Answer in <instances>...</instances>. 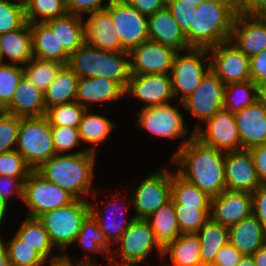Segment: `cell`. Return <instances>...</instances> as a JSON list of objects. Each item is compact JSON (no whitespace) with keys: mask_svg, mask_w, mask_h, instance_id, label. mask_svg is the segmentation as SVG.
Wrapping results in <instances>:
<instances>
[{"mask_svg":"<svg viewBox=\"0 0 266 266\" xmlns=\"http://www.w3.org/2000/svg\"><path fill=\"white\" fill-rule=\"evenodd\" d=\"M135 219H146L162 205L172 199L171 172L168 169L156 170L138 184L133 194Z\"/></svg>","mask_w":266,"mask_h":266,"instance_id":"obj_9","label":"cell"},{"mask_svg":"<svg viewBox=\"0 0 266 266\" xmlns=\"http://www.w3.org/2000/svg\"><path fill=\"white\" fill-rule=\"evenodd\" d=\"M181 233H196L211 217V207L174 205Z\"/></svg>","mask_w":266,"mask_h":266,"instance_id":"obj_42","label":"cell"},{"mask_svg":"<svg viewBox=\"0 0 266 266\" xmlns=\"http://www.w3.org/2000/svg\"><path fill=\"white\" fill-rule=\"evenodd\" d=\"M251 81L256 85L266 80V49L250 57Z\"/></svg>","mask_w":266,"mask_h":266,"instance_id":"obj_56","label":"cell"},{"mask_svg":"<svg viewBox=\"0 0 266 266\" xmlns=\"http://www.w3.org/2000/svg\"><path fill=\"white\" fill-rule=\"evenodd\" d=\"M255 266H266V244L259 248L253 255Z\"/></svg>","mask_w":266,"mask_h":266,"instance_id":"obj_61","label":"cell"},{"mask_svg":"<svg viewBox=\"0 0 266 266\" xmlns=\"http://www.w3.org/2000/svg\"><path fill=\"white\" fill-rule=\"evenodd\" d=\"M25 180L0 176V197L8 202L13 195H17L23 201Z\"/></svg>","mask_w":266,"mask_h":266,"instance_id":"obj_52","label":"cell"},{"mask_svg":"<svg viewBox=\"0 0 266 266\" xmlns=\"http://www.w3.org/2000/svg\"><path fill=\"white\" fill-rule=\"evenodd\" d=\"M78 80L79 77L74 71L68 65H63L55 80L44 92L46 108L75 101Z\"/></svg>","mask_w":266,"mask_h":266,"instance_id":"obj_32","label":"cell"},{"mask_svg":"<svg viewBox=\"0 0 266 266\" xmlns=\"http://www.w3.org/2000/svg\"><path fill=\"white\" fill-rule=\"evenodd\" d=\"M145 220L149 223L156 241L162 248L168 243L175 241L182 234L177 222L174 201L172 199Z\"/></svg>","mask_w":266,"mask_h":266,"instance_id":"obj_31","label":"cell"},{"mask_svg":"<svg viewBox=\"0 0 266 266\" xmlns=\"http://www.w3.org/2000/svg\"><path fill=\"white\" fill-rule=\"evenodd\" d=\"M184 52L176 54L170 73L174 98H180V102L197 89L204 75L211 69L209 59L207 66L203 65L209 55L208 49L191 48Z\"/></svg>","mask_w":266,"mask_h":266,"instance_id":"obj_7","label":"cell"},{"mask_svg":"<svg viewBox=\"0 0 266 266\" xmlns=\"http://www.w3.org/2000/svg\"><path fill=\"white\" fill-rule=\"evenodd\" d=\"M113 258L114 257L111 254L107 258H105V260H108L107 261L108 266H139L140 265V264H137L133 261H123V260H121V263L119 261L117 262V260H116V261H114L116 263L113 264L112 263Z\"/></svg>","mask_w":266,"mask_h":266,"instance_id":"obj_63","label":"cell"},{"mask_svg":"<svg viewBox=\"0 0 266 266\" xmlns=\"http://www.w3.org/2000/svg\"><path fill=\"white\" fill-rule=\"evenodd\" d=\"M236 266H255L252 256H243Z\"/></svg>","mask_w":266,"mask_h":266,"instance_id":"obj_66","label":"cell"},{"mask_svg":"<svg viewBox=\"0 0 266 266\" xmlns=\"http://www.w3.org/2000/svg\"><path fill=\"white\" fill-rule=\"evenodd\" d=\"M125 97V90L115 81L105 78H79L75 101L86 109L93 103H107Z\"/></svg>","mask_w":266,"mask_h":266,"instance_id":"obj_25","label":"cell"},{"mask_svg":"<svg viewBox=\"0 0 266 266\" xmlns=\"http://www.w3.org/2000/svg\"><path fill=\"white\" fill-rule=\"evenodd\" d=\"M116 201H117V198H115V200H112V201L109 200V203L110 204H108V205H111V207L109 206L110 208H112V206H115V207L112 208V210L113 209L114 210L116 209V211H117V210L120 209V207L117 209V202ZM93 204L94 203H91V201H90V212L97 219L99 228L104 232L105 237H106V239L108 240L109 243H113L114 240L117 243V241L121 238V236L123 235V233L129 227V225L133 222V220L135 219V217L132 216V218L128 219L127 222H119V221H116V220L114 221V217H113L114 215H113V216H108L109 218H111V221L110 220L107 221L105 219V217H104V213L102 212V210H100L102 208H97L96 205L94 206ZM123 209H126V211H127L128 207L125 206ZM113 211H111L112 214L114 213ZM119 211H121V210H119ZM118 212H117V214H119ZM122 213L124 214L123 211H122ZM112 218H113V220H112Z\"/></svg>","mask_w":266,"mask_h":266,"instance_id":"obj_44","label":"cell"},{"mask_svg":"<svg viewBox=\"0 0 266 266\" xmlns=\"http://www.w3.org/2000/svg\"><path fill=\"white\" fill-rule=\"evenodd\" d=\"M15 234L24 241V244L32 247L46 261H50V259L52 261L62 256L61 253L55 254L54 256L51 255L54 245L51 243L43 223L38 218H25Z\"/></svg>","mask_w":266,"mask_h":266,"instance_id":"obj_33","label":"cell"},{"mask_svg":"<svg viewBox=\"0 0 266 266\" xmlns=\"http://www.w3.org/2000/svg\"><path fill=\"white\" fill-rule=\"evenodd\" d=\"M149 39L173 47L177 51L191 49L185 34L166 8L148 16Z\"/></svg>","mask_w":266,"mask_h":266,"instance_id":"obj_23","label":"cell"},{"mask_svg":"<svg viewBox=\"0 0 266 266\" xmlns=\"http://www.w3.org/2000/svg\"><path fill=\"white\" fill-rule=\"evenodd\" d=\"M179 51L153 40H146L129 51L130 74H169Z\"/></svg>","mask_w":266,"mask_h":266,"instance_id":"obj_14","label":"cell"},{"mask_svg":"<svg viewBox=\"0 0 266 266\" xmlns=\"http://www.w3.org/2000/svg\"><path fill=\"white\" fill-rule=\"evenodd\" d=\"M23 75L21 65L0 62V109L2 111L10 104Z\"/></svg>","mask_w":266,"mask_h":266,"instance_id":"obj_43","label":"cell"},{"mask_svg":"<svg viewBox=\"0 0 266 266\" xmlns=\"http://www.w3.org/2000/svg\"><path fill=\"white\" fill-rule=\"evenodd\" d=\"M243 256L236 247L228 242L217 252L213 264L217 266H236Z\"/></svg>","mask_w":266,"mask_h":266,"instance_id":"obj_53","label":"cell"},{"mask_svg":"<svg viewBox=\"0 0 266 266\" xmlns=\"http://www.w3.org/2000/svg\"><path fill=\"white\" fill-rule=\"evenodd\" d=\"M134 96L144 103L142 108L168 104L174 99L169 74H130L125 96Z\"/></svg>","mask_w":266,"mask_h":266,"instance_id":"obj_17","label":"cell"},{"mask_svg":"<svg viewBox=\"0 0 266 266\" xmlns=\"http://www.w3.org/2000/svg\"><path fill=\"white\" fill-rule=\"evenodd\" d=\"M66 13L67 9L64 0H28L25 3L26 22L30 24L46 22ZM37 18H39L38 21Z\"/></svg>","mask_w":266,"mask_h":266,"instance_id":"obj_40","label":"cell"},{"mask_svg":"<svg viewBox=\"0 0 266 266\" xmlns=\"http://www.w3.org/2000/svg\"><path fill=\"white\" fill-rule=\"evenodd\" d=\"M257 100L266 106V80L257 84Z\"/></svg>","mask_w":266,"mask_h":266,"instance_id":"obj_62","label":"cell"},{"mask_svg":"<svg viewBox=\"0 0 266 266\" xmlns=\"http://www.w3.org/2000/svg\"><path fill=\"white\" fill-rule=\"evenodd\" d=\"M3 111L21 118L43 117L47 111L44 93L23 75L10 104Z\"/></svg>","mask_w":266,"mask_h":266,"instance_id":"obj_24","label":"cell"},{"mask_svg":"<svg viewBox=\"0 0 266 266\" xmlns=\"http://www.w3.org/2000/svg\"><path fill=\"white\" fill-rule=\"evenodd\" d=\"M226 85L210 69L202 78L197 89L183 99L180 104L201 122H206L223 110Z\"/></svg>","mask_w":266,"mask_h":266,"instance_id":"obj_11","label":"cell"},{"mask_svg":"<svg viewBox=\"0 0 266 266\" xmlns=\"http://www.w3.org/2000/svg\"><path fill=\"white\" fill-rule=\"evenodd\" d=\"M20 3L25 4L28 0H18Z\"/></svg>","mask_w":266,"mask_h":266,"instance_id":"obj_69","label":"cell"},{"mask_svg":"<svg viewBox=\"0 0 266 266\" xmlns=\"http://www.w3.org/2000/svg\"><path fill=\"white\" fill-rule=\"evenodd\" d=\"M20 117L5 111L0 113V154L16 150Z\"/></svg>","mask_w":266,"mask_h":266,"instance_id":"obj_47","label":"cell"},{"mask_svg":"<svg viewBox=\"0 0 266 266\" xmlns=\"http://www.w3.org/2000/svg\"><path fill=\"white\" fill-rule=\"evenodd\" d=\"M166 7L185 34L191 28L194 9L190 5L183 3V1L167 3Z\"/></svg>","mask_w":266,"mask_h":266,"instance_id":"obj_51","label":"cell"},{"mask_svg":"<svg viewBox=\"0 0 266 266\" xmlns=\"http://www.w3.org/2000/svg\"><path fill=\"white\" fill-rule=\"evenodd\" d=\"M196 234L201 244L200 256L202 264L214 263L217 252L229 242L228 228L210 218Z\"/></svg>","mask_w":266,"mask_h":266,"instance_id":"obj_34","label":"cell"},{"mask_svg":"<svg viewBox=\"0 0 266 266\" xmlns=\"http://www.w3.org/2000/svg\"><path fill=\"white\" fill-rule=\"evenodd\" d=\"M89 15L84 20L86 44L104 51L128 52L121 46L114 21L106 8Z\"/></svg>","mask_w":266,"mask_h":266,"instance_id":"obj_21","label":"cell"},{"mask_svg":"<svg viewBox=\"0 0 266 266\" xmlns=\"http://www.w3.org/2000/svg\"><path fill=\"white\" fill-rule=\"evenodd\" d=\"M25 23V4L18 0H0V35L19 29Z\"/></svg>","mask_w":266,"mask_h":266,"instance_id":"obj_46","label":"cell"},{"mask_svg":"<svg viewBox=\"0 0 266 266\" xmlns=\"http://www.w3.org/2000/svg\"><path fill=\"white\" fill-rule=\"evenodd\" d=\"M207 129L200 125L194 128L195 137L203 144L223 152L242 150L234 113L225 109L208 119Z\"/></svg>","mask_w":266,"mask_h":266,"instance_id":"obj_15","label":"cell"},{"mask_svg":"<svg viewBox=\"0 0 266 266\" xmlns=\"http://www.w3.org/2000/svg\"><path fill=\"white\" fill-rule=\"evenodd\" d=\"M252 214V193L225 190L211 199V219L230 228Z\"/></svg>","mask_w":266,"mask_h":266,"instance_id":"obj_20","label":"cell"},{"mask_svg":"<svg viewBox=\"0 0 266 266\" xmlns=\"http://www.w3.org/2000/svg\"><path fill=\"white\" fill-rule=\"evenodd\" d=\"M227 190L253 193L261 183L249 150L225 152Z\"/></svg>","mask_w":266,"mask_h":266,"instance_id":"obj_19","label":"cell"},{"mask_svg":"<svg viewBox=\"0 0 266 266\" xmlns=\"http://www.w3.org/2000/svg\"><path fill=\"white\" fill-rule=\"evenodd\" d=\"M171 197L174 205L211 207L212 198L177 172L175 174L171 172Z\"/></svg>","mask_w":266,"mask_h":266,"instance_id":"obj_36","label":"cell"},{"mask_svg":"<svg viewBox=\"0 0 266 266\" xmlns=\"http://www.w3.org/2000/svg\"><path fill=\"white\" fill-rule=\"evenodd\" d=\"M86 108L73 101L47 108L45 117L51 126L72 127L78 129Z\"/></svg>","mask_w":266,"mask_h":266,"instance_id":"obj_41","label":"cell"},{"mask_svg":"<svg viewBox=\"0 0 266 266\" xmlns=\"http://www.w3.org/2000/svg\"><path fill=\"white\" fill-rule=\"evenodd\" d=\"M75 198L66 190L46 181L36 171H32L24 182V199L27 217L38 218L44 212L54 210L72 202Z\"/></svg>","mask_w":266,"mask_h":266,"instance_id":"obj_8","label":"cell"},{"mask_svg":"<svg viewBox=\"0 0 266 266\" xmlns=\"http://www.w3.org/2000/svg\"><path fill=\"white\" fill-rule=\"evenodd\" d=\"M200 246L196 233H182L163 248L162 258L169 253L172 266H201Z\"/></svg>","mask_w":266,"mask_h":266,"instance_id":"obj_30","label":"cell"},{"mask_svg":"<svg viewBox=\"0 0 266 266\" xmlns=\"http://www.w3.org/2000/svg\"><path fill=\"white\" fill-rule=\"evenodd\" d=\"M90 213V200L74 199L69 204L44 212L38 217L58 253L74 244L83 220Z\"/></svg>","mask_w":266,"mask_h":266,"instance_id":"obj_5","label":"cell"},{"mask_svg":"<svg viewBox=\"0 0 266 266\" xmlns=\"http://www.w3.org/2000/svg\"><path fill=\"white\" fill-rule=\"evenodd\" d=\"M228 232L229 242L244 256H252L266 244V230L254 214L228 228Z\"/></svg>","mask_w":266,"mask_h":266,"instance_id":"obj_26","label":"cell"},{"mask_svg":"<svg viewBox=\"0 0 266 266\" xmlns=\"http://www.w3.org/2000/svg\"><path fill=\"white\" fill-rule=\"evenodd\" d=\"M234 115L242 149L249 150L266 143V106L264 104L257 100Z\"/></svg>","mask_w":266,"mask_h":266,"instance_id":"obj_22","label":"cell"},{"mask_svg":"<svg viewBox=\"0 0 266 266\" xmlns=\"http://www.w3.org/2000/svg\"><path fill=\"white\" fill-rule=\"evenodd\" d=\"M182 142L171 159L179 166L176 172L211 198L227 190L225 152L203 144L194 131Z\"/></svg>","mask_w":266,"mask_h":266,"instance_id":"obj_1","label":"cell"},{"mask_svg":"<svg viewBox=\"0 0 266 266\" xmlns=\"http://www.w3.org/2000/svg\"><path fill=\"white\" fill-rule=\"evenodd\" d=\"M34 58L67 65L70 55L59 47L56 33L46 22L30 24Z\"/></svg>","mask_w":266,"mask_h":266,"instance_id":"obj_28","label":"cell"},{"mask_svg":"<svg viewBox=\"0 0 266 266\" xmlns=\"http://www.w3.org/2000/svg\"><path fill=\"white\" fill-rule=\"evenodd\" d=\"M201 266H217V265L213 263H209V264H202Z\"/></svg>","mask_w":266,"mask_h":266,"instance_id":"obj_67","label":"cell"},{"mask_svg":"<svg viewBox=\"0 0 266 266\" xmlns=\"http://www.w3.org/2000/svg\"><path fill=\"white\" fill-rule=\"evenodd\" d=\"M266 21V11L260 15Z\"/></svg>","mask_w":266,"mask_h":266,"instance_id":"obj_68","label":"cell"},{"mask_svg":"<svg viewBox=\"0 0 266 266\" xmlns=\"http://www.w3.org/2000/svg\"><path fill=\"white\" fill-rule=\"evenodd\" d=\"M230 42L248 57L261 53L266 49V21L237 12Z\"/></svg>","mask_w":266,"mask_h":266,"instance_id":"obj_18","label":"cell"},{"mask_svg":"<svg viewBox=\"0 0 266 266\" xmlns=\"http://www.w3.org/2000/svg\"><path fill=\"white\" fill-rule=\"evenodd\" d=\"M238 12L250 15L260 16L266 11V0H237Z\"/></svg>","mask_w":266,"mask_h":266,"instance_id":"obj_58","label":"cell"},{"mask_svg":"<svg viewBox=\"0 0 266 266\" xmlns=\"http://www.w3.org/2000/svg\"><path fill=\"white\" fill-rule=\"evenodd\" d=\"M32 171L17 150L0 154V176L27 179Z\"/></svg>","mask_w":266,"mask_h":266,"instance_id":"obj_49","label":"cell"},{"mask_svg":"<svg viewBox=\"0 0 266 266\" xmlns=\"http://www.w3.org/2000/svg\"><path fill=\"white\" fill-rule=\"evenodd\" d=\"M51 131L56 154H78L88 151L87 148L85 150L80 149L73 153H64L65 151H71L73 148L76 146L78 147L80 143H82L78 129L63 126H51Z\"/></svg>","mask_w":266,"mask_h":266,"instance_id":"obj_48","label":"cell"},{"mask_svg":"<svg viewBox=\"0 0 266 266\" xmlns=\"http://www.w3.org/2000/svg\"><path fill=\"white\" fill-rule=\"evenodd\" d=\"M129 5L135 7L141 14L150 16L166 8L167 0H125Z\"/></svg>","mask_w":266,"mask_h":266,"instance_id":"obj_57","label":"cell"},{"mask_svg":"<svg viewBox=\"0 0 266 266\" xmlns=\"http://www.w3.org/2000/svg\"><path fill=\"white\" fill-rule=\"evenodd\" d=\"M117 243L121 245L118 246L120 250H116L115 254L121 255L120 258L123 261H133L141 265L155 249L161 257L163 255V248L156 241L145 219H134Z\"/></svg>","mask_w":266,"mask_h":266,"instance_id":"obj_16","label":"cell"},{"mask_svg":"<svg viewBox=\"0 0 266 266\" xmlns=\"http://www.w3.org/2000/svg\"><path fill=\"white\" fill-rule=\"evenodd\" d=\"M261 185H266V143L249 149Z\"/></svg>","mask_w":266,"mask_h":266,"instance_id":"obj_55","label":"cell"},{"mask_svg":"<svg viewBox=\"0 0 266 266\" xmlns=\"http://www.w3.org/2000/svg\"><path fill=\"white\" fill-rule=\"evenodd\" d=\"M114 127L113 121L109 118L100 114L90 113V110L86 109L82 115L78 132L82 143L94 145L88 151L96 153L95 146L102 143L103 140L105 141Z\"/></svg>","mask_w":266,"mask_h":266,"instance_id":"obj_35","label":"cell"},{"mask_svg":"<svg viewBox=\"0 0 266 266\" xmlns=\"http://www.w3.org/2000/svg\"><path fill=\"white\" fill-rule=\"evenodd\" d=\"M67 253H63L62 256L58 259L55 260H50L48 266H99V265H95L93 263L92 258L89 256H87V254L84 256L85 258L82 260H71L69 258L68 255H66Z\"/></svg>","mask_w":266,"mask_h":266,"instance_id":"obj_59","label":"cell"},{"mask_svg":"<svg viewBox=\"0 0 266 266\" xmlns=\"http://www.w3.org/2000/svg\"><path fill=\"white\" fill-rule=\"evenodd\" d=\"M83 17L72 13L47 20L46 23L56 33L59 47L69 55L85 43V26Z\"/></svg>","mask_w":266,"mask_h":266,"instance_id":"obj_29","label":"cell"},{"mask_svg":"<svg viewBox=\"0 0 266 266\" xmlns=\"http://www.w3.org/2000/svg\"><path fill=\"white\" fill-rule=\"evenodd\" d=\"M257 101V85L250 81L227 84L223 108L236 113Z\"/></svg>","mask_w":266,"mask_h":266,"instance_id":"obj_38","label":"cell"},{"mask_svg":"<svg viewBox=\"0 0 266 266\" xmlns=\"http://www.w3.org/2000/svg\"><path fill=\"white\" fill-rule=\"evenodd\" d=\"M75 242H79L89 252L98 251L100 254L103 253L104 257H108L110 254L114 255L115 250L110 248L111 244L99 228L98 221L91 212L83 220L80 232L75 237Z\"/></svg>","mask_w":266,"mask_h":266,"instance_id":"obj_37","label":"cell"},{"mask_svg":"<svg viewBox=\"0 0 266 266\" xmlns=\"http://www.w3.org/2000/svg\"><path fill=\"white\" fill-rule=\"evenodd\" d=\"M0 266H12L9 259L7 243L2 240L1 236H0Z\"/></svg>","mask_w":266,"mask_h":266,"instance_id":"obj_60","label":"cell"},{"mask_svg":"<svg viewBox=\"0 0 266 266\" xmlns=\"http://www.w3.org/2000/svg\"><path fill=\"white\" fill-rule=\"evenodd\" d=\"M9 259L12 266H44L47 261L32 247L24 244L16 234L7 241Z\"/></svg>","mask_w":266,"mask_h":266,"instance_id":"obj_45","label":"cell"},{"mask_svg":"<svg viewBox=\"0 0 266 266\" xmlns=\"http://www.w3.org/2000/svg\"><path fill=\"white\" fill-rule=\"evenodd\" d=\"M96 153L56 154L43 163L36 172L46 181L66 190L75 199L88 200L92 190V178Z\"/></svg>","mask_w":266,"mask_h":266,"instance_id":"obj_3","label":"cell"},{"mask_svg":"<svg viewBox=\"0 0 266 266\" xmlns=\"http://www.w3.org/2000/svg\"><path fill=\"white\" fill-rule=\"evenodd\" d=\"M252 214L266 230V185L259 186L252 193Z\"/></svg>","mask_w":266,"mask_h":266,"instance_id":"obj_54","label":"cell"},{"mask_svg":"<svg viewBox=\"0 0 266 266\" xmlns=\"http://www.w3.org/2000/svg\"><path fill=\"white\" fill-rule=\"evenodd\" d=\"M179 1H183V3L190 5L192 9H195L197 5H200L206 0H167V3H176Z\"/></svg>","mask_w":266,"mask_h":266,"instance_id":"obj_65","label":"cell"},{"mask_svg":"<svg viewBox=\"0 0 266 266\" xmlns=\"http://www.w3.org/2000/svg\"><path fill=\"white\" fill-rule=\"evenodd\" d=\"M106 9L114 21L121 46L130 51L149 40L148 17L125 0H111Z\"/></svg>","mask_w":266,"mask_h":266,"instance_id":"obj_10","label":"cell"},{"mask_svg":"<svg viewBox=\"0 0 266 266\" xmlns=\"http://www.w3.org/2000/svg\"><path fill=\"white\" fill-rule=\"evenodd\" d=\"M211 70L225 84L251 80L250 57L246 56L230 41L208 49Z\"/></svg>","mask_w":266,"mask_h":266,"instance_id":"obj_12","label":"cell"},{"mask_svg":"<svg viewBox=\"0 0 266 266\" xmlns=\"http://www.w3.org/2000/svg\"><path fill=\"white\" fill-rule=\"evenodd\" d=\"M4 55L11 64L25 65L33 56L32 33L30 23L21 28L0 35V62Z\"/></svg>","mask_w":266,"mask_h":266,"instance_id":"obj_27","label":"cell"},{"mask_svg":"<svg viewBox=\"0 0 266 266\" xmlns=\"http://www.w3.org/2000/svg\"><path fill=\"white\" fill-rule=\"evenodd\" d=\"M136 125L157 137L169 139L184 137L188 131L178 106L170 103L141 108L137 114Z\"/></svg>","mask_w":266,"mask_h":266,"instance_id":"obj_13","label":"cell"},{"mask_svg":"<svg viewBox=\"0 0 266 266\" xmlns=\"http://www.w3.org/2000/svg\"><path fill=\"white\" fill-rule=\"evenodd\" d=\"M79 78H105L124 90L130 79L129 52H111L84 43L69 57L67 64Z\"/></svg>","mask_w":266,"mask_h":266,"instance_id":"obj_4","label":"cell"},{"mask_svg":"<svg viewBox=\"0 0 266 266\" xmlns=\"http://www.w3.org/2000/svg\"><path fill=\"white\" fill-rule=\"evenodd\" d=\"M9 202H7L4 198L0 197V226L2 224V222L4 221V219L6 218V213H7V209H8V205Z\"/></svg>","mask_w":266,"mask_h":266,"instance_id":"obj_64","label":"cell"},{"mask_svg":"<svg viewBox=\"0 0 266 266\" xmlns=\"http://www.w3.org/2000/svg\"><path fill=\"white\" fill-rule=\"evenodd\" d=\"M16 150L33 171L56 155L51 125L45 116L20 117Z\"/></svg>","mask_w":266,"mask_h":266,"instance_id":"obj_6","label":"cell"},{"mask_svg":"<svg viewBox=\"0 0 266 266\" xmlns=\"http://www.w3.org/2000/svg\"><path fill=\"white\" fill-rule=\"evenodd\" d=\"M237 12V0H206L197 5L191 28L185 33L189 46L209 49L230 41Z\"/></svg>","mask_w":266,"mask_h":266,"instance_id":"obj_2","label":"cell"},{"mask_svg":"<svg viewBox=\"0 0 266 266\" xmlns=\"http://www.w3.org/2000/svg\"><path fill=\"white\" fill-rule=\"evenodd\" d=\"M63 64L54 61L32 58L23 65L24 76L44 93L49 85L55 80L57 73Z\"/></svg>","mask_w":266,"mask_h":266,"instance_id":"obj_39","label":"cell"},{"mask_svg":"<svg viewBox=\"0 0 266 266\" xmlns=\"http://www.w3.org/2000/svg\"><path fill=\"white\" fill-rule=\"evenodd\" d=\"M68 13L83 17L84 14L105 9L111 0L103 3L105 0H64ZM104 4V5H103Z\"/></svg>","mask_w":266,"mask_h":266,"instance_id":"obj_50","label":"cell"}]
</instances>
